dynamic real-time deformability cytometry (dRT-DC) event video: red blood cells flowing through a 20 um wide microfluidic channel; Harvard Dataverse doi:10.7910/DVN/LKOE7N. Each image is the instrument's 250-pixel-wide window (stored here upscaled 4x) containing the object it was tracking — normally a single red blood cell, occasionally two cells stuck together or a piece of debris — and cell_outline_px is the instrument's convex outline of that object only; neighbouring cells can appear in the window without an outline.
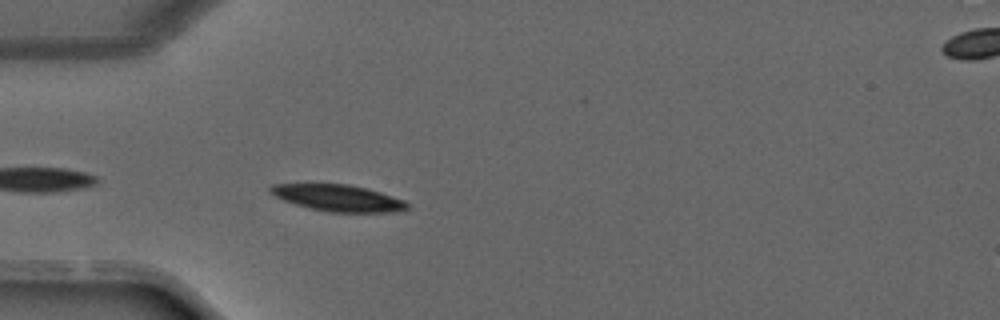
{"species": "common noctule bat (a hibernating species)", "species_latin": "Nyctalus noctula", "temperature_condition": "warm", "stored_images_in_passage": 17, "camera_frame_rate_fps": 3000, "um_per_image_px": 0.085, "animal": {"sex": "male", "forearm_length_mm": 52.5}, "frame": {"image": 1, "passage_image": 2, "time_ms": 0.333, "image_size_px": [1000, 320], "cell_outline_px": [[408, 208], [404, 212], [328, 212], [308, 208], [284, 200], [268, 192], [268, 188], [272, 184], [308, 180], [348, 184], [380, 192], [404, 200], [408, 204]], "centroid_in_image_um": [28.63, 16.77], "position_along_channel_um": 56.4, "area_um2": 22.25}}
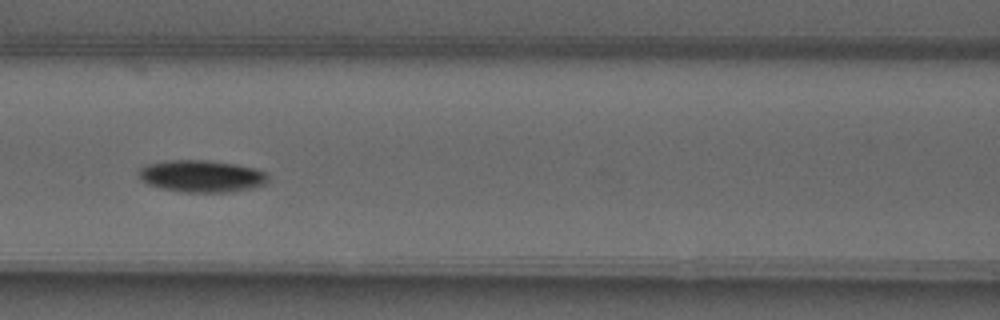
{"frame": {"image": 2, "passage_image": 8, "time_ms": 2.333, "image_size_px": [1000, 320], "cell_outline_px": [[268, 180], [264, 184], [248, 188], [224, 192], [184, 192], [160, 188], [148, 184], [140, 176], [140, 168], [148, 164], [168, 160], [208, 160], [236, 164], [256, 168], [264, 172], [268, 176]], "centroid_in_image_um": [17.14, 14.96], "position_along_channel_um": 149.5, "area_um2": 23.81}}
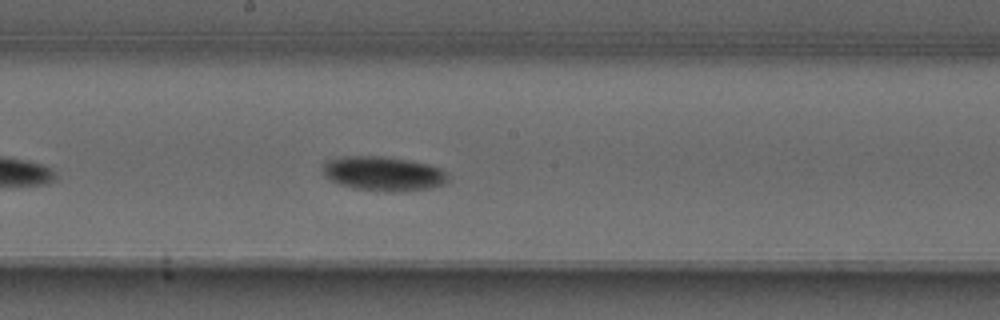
{"frame": {"image": 3, "passage_image": 12, "time_ms": 3.667, "image_size_px": [1000, 320], "cell_outline_px": [[448, 180], [444, 184], [428, 188], [360, 188], [340, 184], [332, 180], [324, 172], [324, 164], [328, 160], [344, 156], [380, 156], [408, 160], [428, 164], [440, 168], [448, 176]], "centroid_in_image_um": [32.59, 14.69], "position_along_channel_um": 215.6, "area_um2": 23.47}}